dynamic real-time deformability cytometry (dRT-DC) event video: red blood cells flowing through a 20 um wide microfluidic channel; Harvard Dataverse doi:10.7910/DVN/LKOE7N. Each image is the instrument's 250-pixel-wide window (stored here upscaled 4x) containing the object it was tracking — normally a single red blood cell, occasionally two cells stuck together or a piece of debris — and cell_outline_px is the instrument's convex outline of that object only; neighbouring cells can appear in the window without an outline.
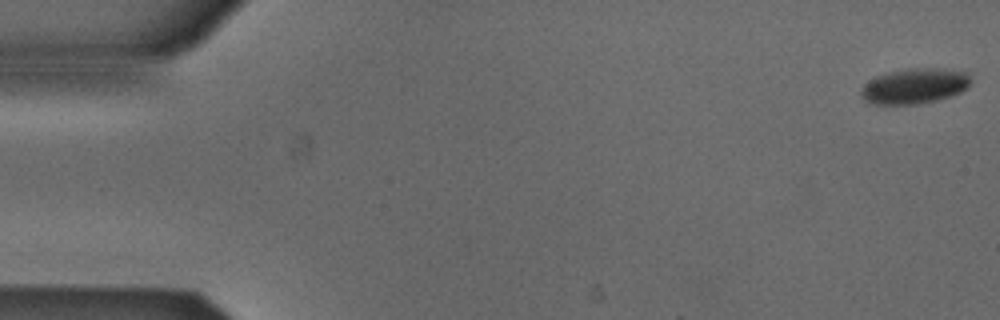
{"species": "Egyptian fruit bat (a non-hibernating species)", "species_latin": "Rousettus aegyptiacus", "temperature_condition": "cold", "stored_images_in_passage": 16, "camera_frame_rate_fps": 3000, "um_per_image_px": 0.085, "animal": {"sex": "male"}, "frame": {"image": 1, "passage_image": 1, "time_ms": 0.0, "image_size_px": [1000, 320], "cell_outline_px": [[968, 88], [960, 92], [936, 100], [916, 104], [872, 104], [864, 100], [860, 92], [864, 84], [868, 80], [876, 76], [888, 72], [908, 68], [916, 68], [964, 72], [968, 76]], "centroid_in_image_um": [77.64, 7.33], "position_along_channel_um": 7.4, "area_um2": 22.02}}
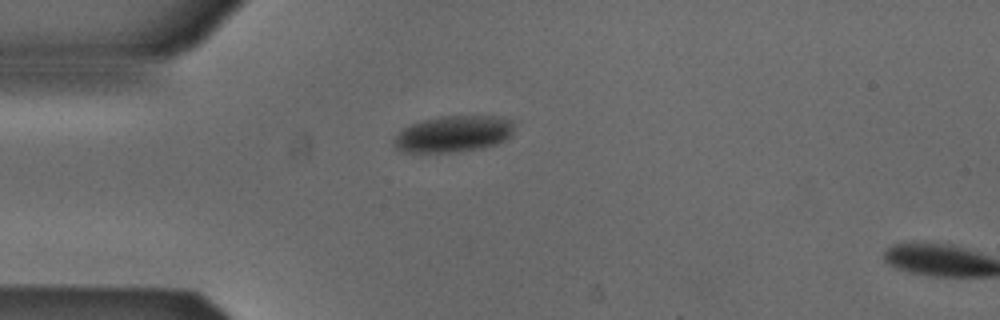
{"frame": {"image": 2, "passage_image": 14, "time_ms": 4.333, "image_size_px": [1000, 320], "cell_outline_px": [[512, 132], [504, 140], [496, 144], [480, 148], [456, 152], [400, 152], [392, 144], [392, 140], [400, 128], [424, 120], [440, 116], [496, 116], [512, 120]], "centroid_in_image_um": [38.45, 11.39], "position_along_channel_um": 46.5, "area_um2": 25.55}}